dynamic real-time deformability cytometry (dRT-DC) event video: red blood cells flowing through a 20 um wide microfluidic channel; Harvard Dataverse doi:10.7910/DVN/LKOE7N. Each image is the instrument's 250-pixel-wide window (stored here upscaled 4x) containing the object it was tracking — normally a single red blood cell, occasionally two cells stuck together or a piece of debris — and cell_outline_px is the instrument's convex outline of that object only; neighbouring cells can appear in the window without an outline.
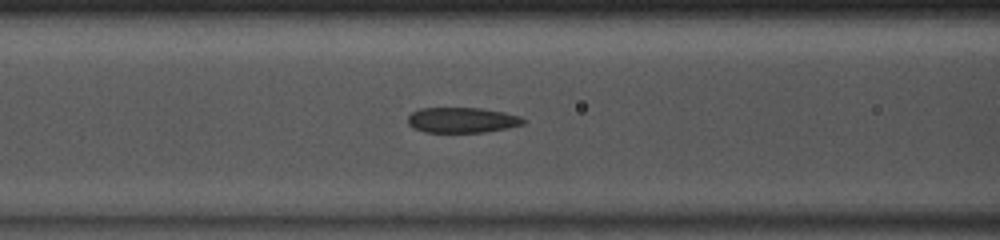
{"species": "common noctule bat (a hibernating species)", "species_latin": "Nyctalus noctula", "temperature_condition": "room temperature", "stored_images_in_passage": 44, "camera_frame_rate_fps": 3000, "um_per_image_px": 0.085, "animal": {"sex": "male", "body_mass_g": 13.0, "forearm_length_mm": 53.1}, "frame": {"image": 1, "passage_image": 20, "time_ms": 6.333, "image_size_px": [1000, 240], "cell_outline_px": [[524, 124], [508, 128], [484, 132], [424, 132], [412, 128], [408, 124], [408, 116], [412, 112], [420, 108], [480, 108], [504, 112], [520, 116], [524, 120]], "centroid_in_image_um": [39.25, 10.21], "position_along_channel_um": 127.3, "area_um2": 17.11}}
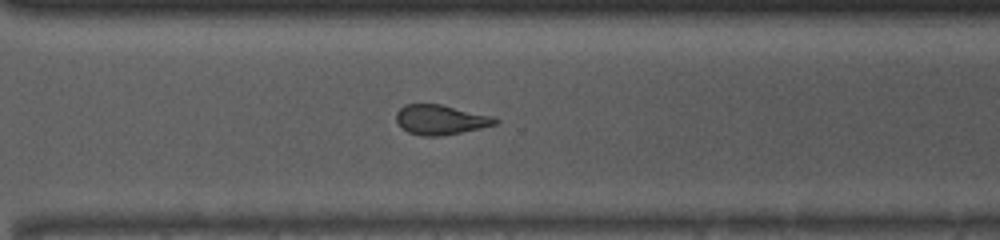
{"frame": {"image": 2, "passage_image": 35, "time_ms": 11.333, "image_size_px": [1000, 240], "cell_outline_px": [[500, 120], [496, 124], [480, 128], [440, 136], [424, 136], [408, 132], [396, 120], [396, 112], [404, 104], [440, 104], [492, 116]], "centroid_in_image_um": [37.44, 10.17], "position_along_channel_um": 333.2, "area_um2": 16.94}}
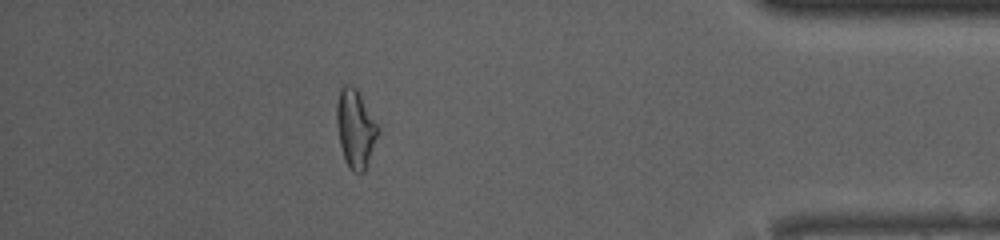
{"frame": {"image": 3, "passage_image": 43, "time_ms": 14.0, "image_size_px": [1000, 240], "cell_outline_px": [[380, 128], [368, 164], [364, 172], [352, 172], [344, 160], [340, 144], [336, 124], [336, 104], [340, 88], [344, 84], [348, 84], [356, 88]], "centroid_in_image_um": [30.2, 10.93], "position_along_channel_um": 405.0, "area_um2": 18.9}}